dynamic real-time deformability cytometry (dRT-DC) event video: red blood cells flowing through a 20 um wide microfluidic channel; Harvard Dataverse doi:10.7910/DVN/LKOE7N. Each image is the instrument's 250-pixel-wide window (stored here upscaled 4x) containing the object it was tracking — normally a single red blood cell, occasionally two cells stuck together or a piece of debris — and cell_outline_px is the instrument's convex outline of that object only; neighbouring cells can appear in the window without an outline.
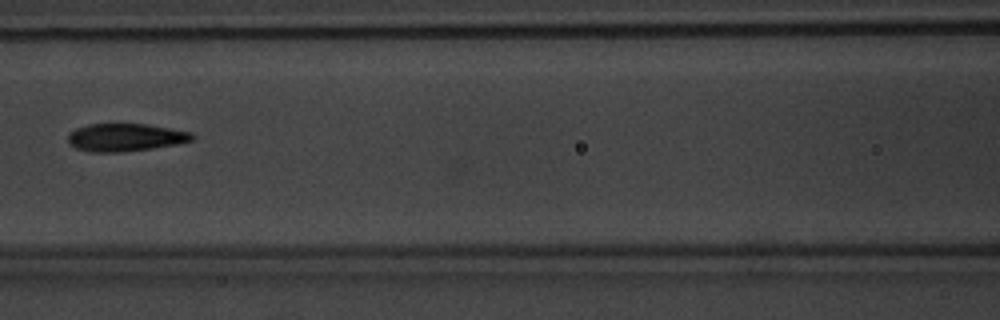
{"species": "common noctule bat (a hibernating species)", "species_latin": "Nyctalus noctula", "temperature_condition": "warm", "stored_images_in_passage": 6, "segment_of_instrument_passage": [1, 2], "camera_frame_rate_fps": 3000, "um_per_image_px": 0.085, "animal": {"sex": "male", "body_mass_g": 20.1, "forearm_length_mm": 53.5}, "frame": {"image": 1, "passage_image": 5, "time_ms": 4.667, "image_size_px": [1000, 320], "cell_outline_px": [[196, 136], [192, 140], [176, 144], [152, 148], [120, 152], [88, 152], [76, 148], [68, 144], [68, 132], [76, 128], [88, 124], [144, 124], [192, 132]], "centroid_in_image_um": [10.61, 11.68], "position_along_channel_um": 156.0, "area_um2": 20.11}}